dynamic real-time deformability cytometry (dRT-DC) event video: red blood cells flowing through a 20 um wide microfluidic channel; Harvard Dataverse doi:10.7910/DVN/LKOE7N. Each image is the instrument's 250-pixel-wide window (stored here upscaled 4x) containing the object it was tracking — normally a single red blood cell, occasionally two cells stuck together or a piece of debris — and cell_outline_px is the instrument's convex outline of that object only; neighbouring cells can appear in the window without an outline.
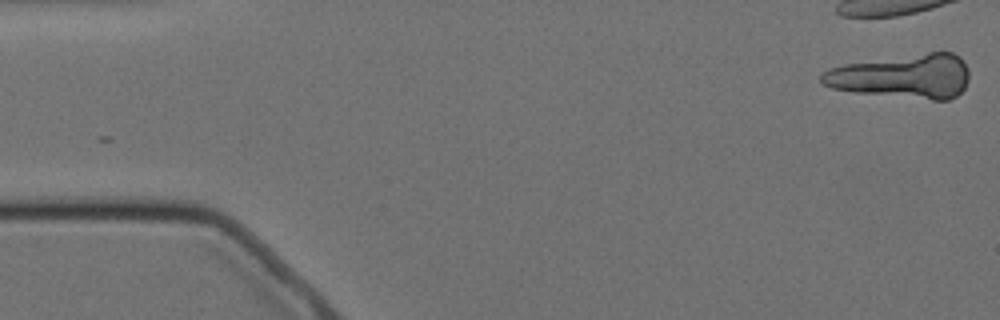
{"species": "Egyptian fruit bat (a non-hibernating species)", "species_latin": "Rousettus aegyptiacus", "temperature_condition": "cold", "stored_images_in_passage": 2, "camera_frame_rate_fps": 3000, "um_per_image_px": 0.085, "animal": {"sex": "female"}, "frame": {"image": 1, "passage_image": 2, "time_ms": 1.333, "image_size_px": [1000, 320], "cell_outline_px": [[968, 80], [964, 88], [956, 96], [948, 100], [932, 100], [856, 92], [832, 88], [820, 84], [820, 72], [828, 68], [844, 64], [928, 52], [952, 52], [960, 56], [964, 60], [968, 68]], "centroid_in_image_um": [76.73, 6.48], "position_along_channel_um": 8.3, "area_um2": 38.21}}